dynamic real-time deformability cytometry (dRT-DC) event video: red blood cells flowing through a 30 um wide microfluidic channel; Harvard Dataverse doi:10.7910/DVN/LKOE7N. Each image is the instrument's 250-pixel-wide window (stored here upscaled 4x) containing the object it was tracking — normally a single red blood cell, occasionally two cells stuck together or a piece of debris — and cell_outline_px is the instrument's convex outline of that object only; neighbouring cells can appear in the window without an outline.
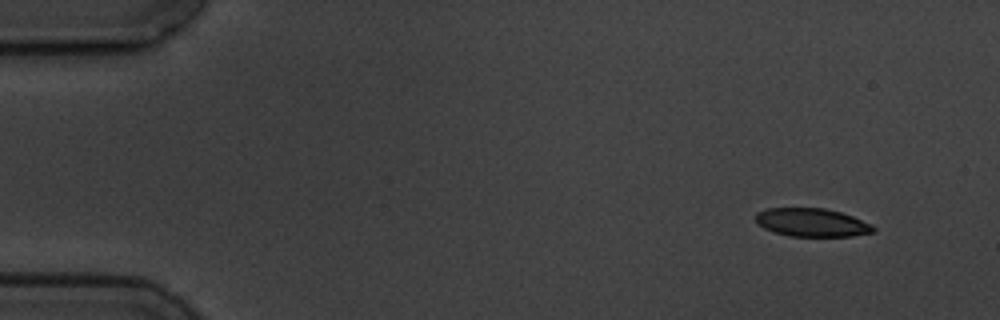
{"species": "common noctule bat (a hibernating species)", "species_latin": "Nyctalus noctula", "temperature_condition": "cold", "stored_images_in_passage": 4, "camera_frame_rate_fps": 3000, "um_per_image_px": 0.085, "animal": {"sex": "male", "body_mass_g": 19.5, "forearm_length_mm": 54.6}, "frame": {"image": 1, "passage_image": 1, "time_ms": 0.0, "image_size_px": [1000, 320], "cell_outline_px": [[876, 232], [852, 236], [788, 236], [772, 232], [764, 228], [756, 220], [756, 212], [768, 208], [824, 208], [840, 212], [852, 216], [872, 224], [876, 228]], "centroid_in_image_um": [69.03, 18.92], "position_along_channel_um": 16.0, "area_um2": 19.48}}
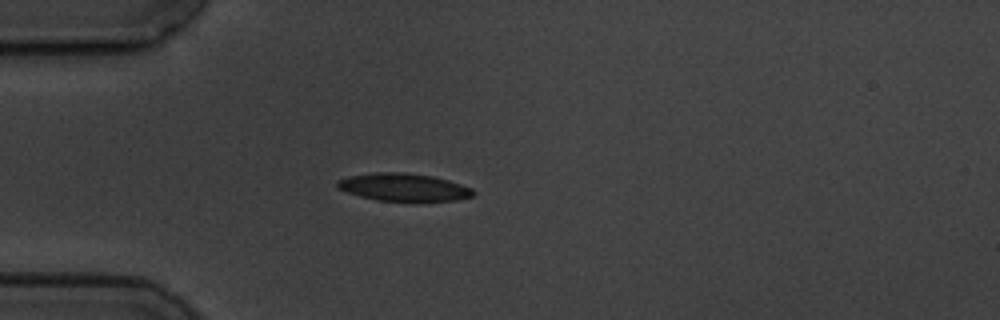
{"frame": {"image": 2, "passage_image": 4, "time_ms": 3.667, "image_size_px": [1000, 320], "cell_outline_px": [[476, 192], [472, 196], [456, 200], [376, 200], [360, 196], [336, 188], [336, 180], [348, 176], [376, 172], [404, 172], [432, 176], [448, 180], [472, 188]], "centroid_in_image_um": [34.27, 15.89], "position_along_channel_um": 50.7, "area_um2": 21.68}}